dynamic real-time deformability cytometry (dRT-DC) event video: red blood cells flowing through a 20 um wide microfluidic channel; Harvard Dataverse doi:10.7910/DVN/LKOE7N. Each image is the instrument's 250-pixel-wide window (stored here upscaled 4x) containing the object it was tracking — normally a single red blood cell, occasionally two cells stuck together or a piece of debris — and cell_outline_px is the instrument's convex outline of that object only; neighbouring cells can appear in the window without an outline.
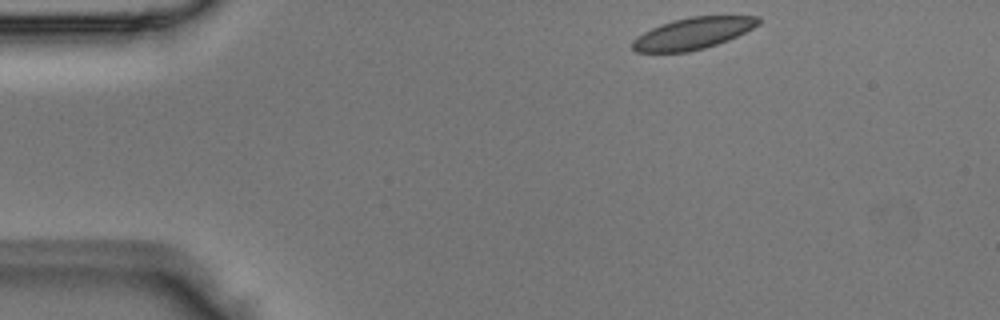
{"species": "Egyptian fruit bat (a non-hibernating species)", "species_latin": "Rousettus aegyptiacus", "temperature_condition": "room temperature", "stored_images_in_passage": 44, "camera_frame_rate_fps": 3000, "um_per_image_px": 0.085, "animal": {"sex": "male"}, "frame": {"image": 1, "passage_image": 1, "time_ms": 0.0, "image_size_px": [1000, 320], "cell_outline_px": [[760, 24], [728, 40], [704, 48], [688, 52], [636, 52], [632, 48], [632, 40], [636, 36], [660, 24], [672, 20], [692, 16], [760, 16]], "centroid_in_image_um": [58.87, 2.83], "position_along_channel_um": 26.1, "area_um2": 23.12}}
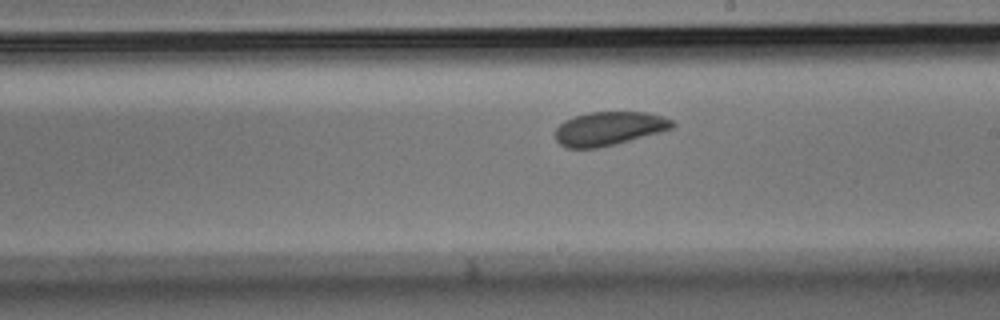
{"frame": {"image": 2, "passage_image": 22, "time_ms": 7.0, "image_size_px": [1000, 320], "cell_outline_px": [[676, 124], [672, 128], [660, 132], [616, 144], [596, 148], [564, 148], [556, 140], [556, 128], [564, 120], [588, 112], [648, 112], [664, 116], [672, 120]], "centroid_in_image_um": [51.77, 10.92], "position_along_channel_um": 237.2, "area_um2": 23.06}}
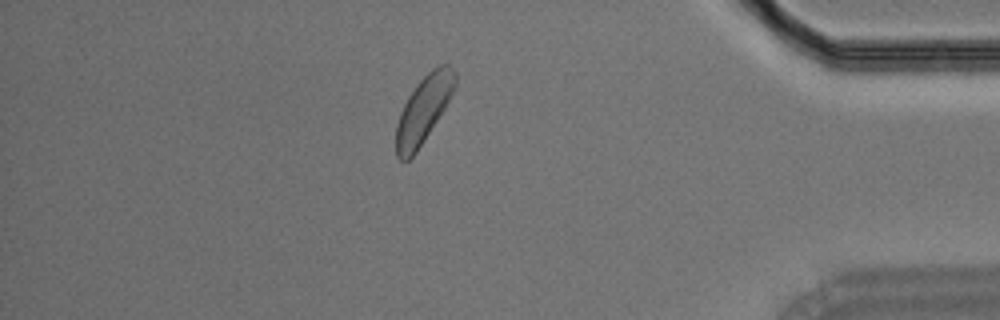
{"frame": {"image": 3, "passage_image": 37, "time_ms": 12.0, "image_size_px": [1000, 320], "cell_outline_px": [[456, 84], [444, 108], [416, 152], [408, 160], [400, 160], [396, 156], [396, 124], [400, 112], [408, 96], [416, 84], [432, 68], [440, 64], [448, 64], [456, 72]], "centroid_in_image_um": [35.98, 9.29], "position_along_channel_um": 399.2, "area_um2": 22.6}}